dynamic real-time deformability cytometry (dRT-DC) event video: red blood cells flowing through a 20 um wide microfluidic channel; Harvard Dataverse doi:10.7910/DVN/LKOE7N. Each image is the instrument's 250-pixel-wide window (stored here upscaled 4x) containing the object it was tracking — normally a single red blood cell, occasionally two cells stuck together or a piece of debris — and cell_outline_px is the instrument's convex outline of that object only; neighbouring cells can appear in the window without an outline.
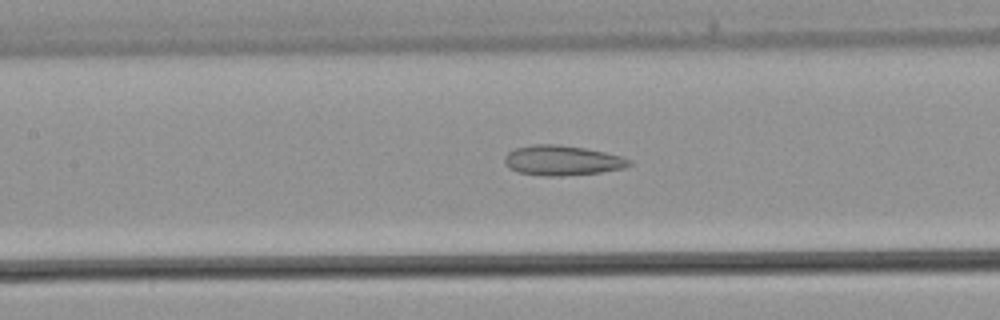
{"species": "common noctule bat (a hibernating species)", "species_latin": "Nyctalus noctula", "temperature_condition": "warm", "stored_images_in_passage": 40, "camera_frame_rate_fps": 3000, "um_per_image_px": 0.085, "animal": {"sex": "male", "body_mass_g": 21.5, "forearm_length_mm": 52.0}, "frame": {"image": 1, "passage_image": 18, "time_ms": 5.667, "image_size_px": [1000, 320], "cell_outline_px": [[632, 164], [624, 168], [600, 172], [560, 176], [544, 176], [520, 172], [508, 168], [504, 160], [504, 156], [508, 152], [516, 148], [532, 144], [560, 144], [584, 148], [604, 152], [620, 156], [632, 160]], "centroid_in_image_um": [47.78, 13.63], "position_along_channel_um": 159.6, "area_um2": 21.73}}
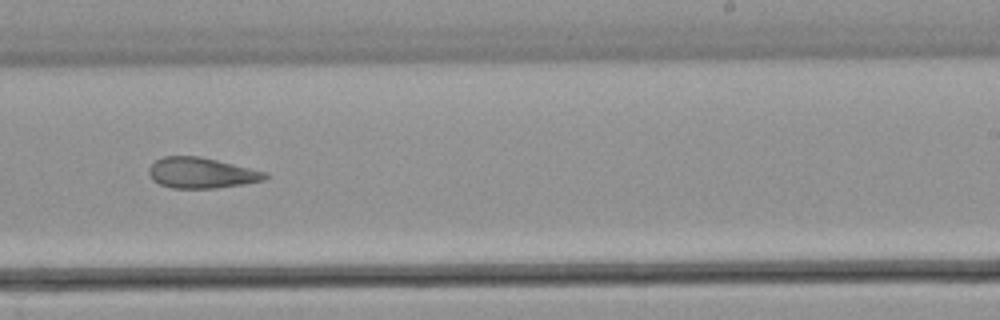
{"frame": {"image": 2, "passage_image": 25, "time_ms": 8.0, "image_size_px": [1000, 320], "cell_outline_px": [[268, 176], [264, 180], [244, 184], [216, 188], [172, 188], [160, 184], [152, 180], [148, 172], [148, 168], [156, 160], [164, 156], [200, 156], [268, 172]], "centroid_in_image_um": [17.12, 14.69], "position_along_channel_um": 271.9, "area_um2": 20.81}}
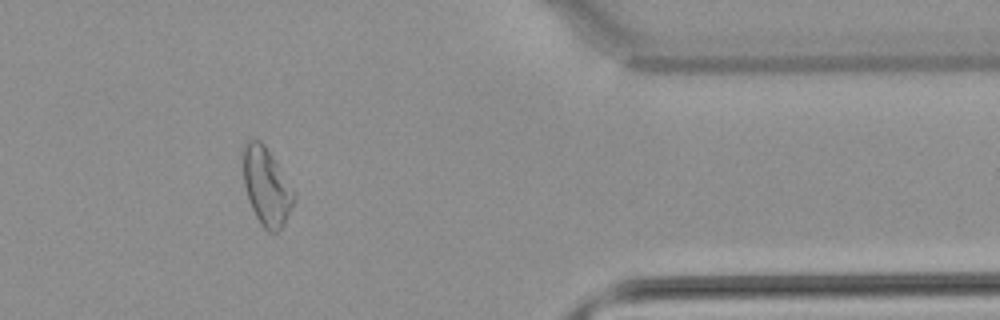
{"frame": {"image": 3, "passage_image": 34, "time_ms": 11.0, "image_size_px": [1000, 320], "cell_outline_px": [[292, 204], [280, 228], [276, 232], [268, 232], [260, 224], [248, 200], [244, 184], [244, 148], [248, 140], [260, 140], [264, 144], [272, 156], [292, 196]], "centroid_in_image_um": [22.56, 15.86], "position_along_channel_um": 388.8, "area_um2": 21.39}}